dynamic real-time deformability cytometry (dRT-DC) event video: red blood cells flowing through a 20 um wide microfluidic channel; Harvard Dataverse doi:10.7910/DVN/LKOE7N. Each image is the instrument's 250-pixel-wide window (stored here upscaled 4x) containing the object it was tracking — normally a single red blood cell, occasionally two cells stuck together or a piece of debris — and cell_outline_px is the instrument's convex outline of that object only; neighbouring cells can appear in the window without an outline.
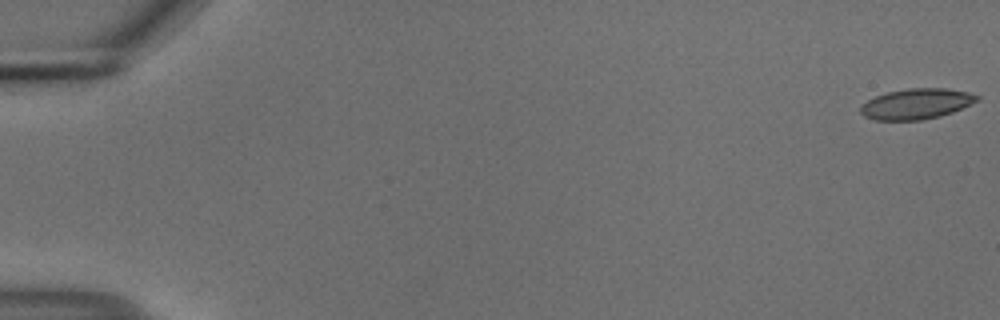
{"species": "common noctule bat (a hibernating species)", "species_latin": "Nyctalus noctula", "temperature_condition": "cold", "stored_images_in_passage": 28, "camera_frame_rate_fps": 3000, "um_per_image_px": 0.085, "animal": {"sex": "male", "body_mass_g": 18.8}, "frame": {"image": 1, "passage_image": 1, "time_ms": 0.0, "image_size_px": [1000, 320], "cell_outline_px": [[980, 100], [952, 112], [940, 116], [920, 120], [876, 120], [864, 116], [860, 112], [860, 108], [868, 100], [876, 96], [888, 92], [908, 88], [948, 88], [968, 92], [980, 96]], "centroid_in_image_um": [77.92, 8.82], "position_along_channel_um": 7.1, "area_um2": 20.63}}
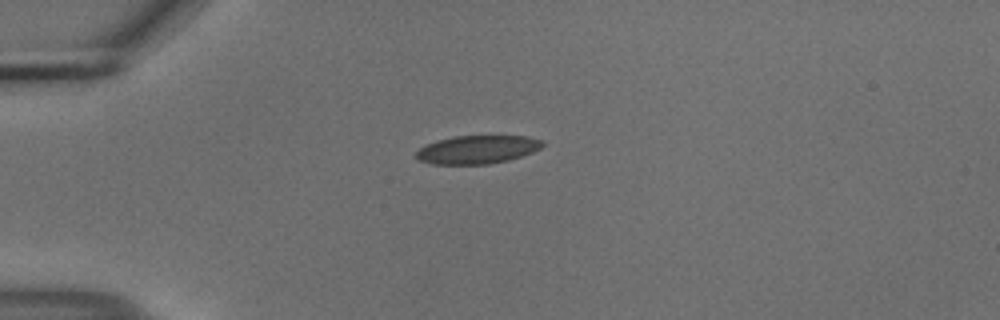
{"frame": {"image": 2, "passage_image": 15, "time_ms": 4.667, "image_size_px": [1000, 320], "cell_outline_px": [[544, 144], [540, 148], [532, 152], [508, 160], [488, 164], [432, 164], [420, 160], [416, 156], [416, 152], [420, 148], [436, 140], [456, 136], [524, 136], [544, 140]], "centroid_in_image_um": [40.58, 12.71], "position_along_channel_um": 44.4, "area_um2": 20.63}}
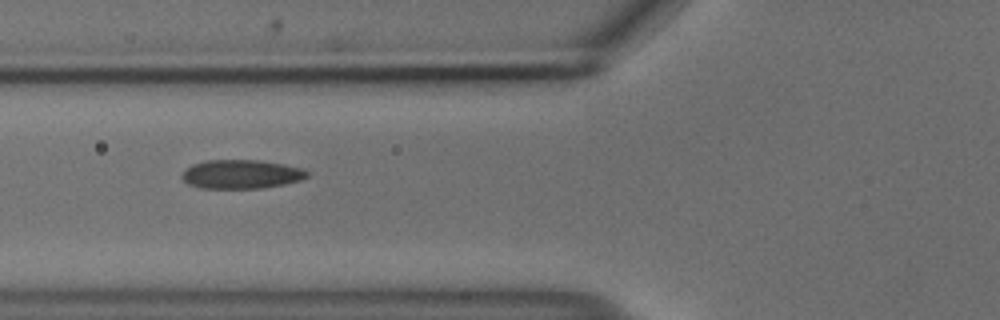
{"frame": {"image": 3, "passage_image": 22, "time_ms": 7.0, "image_size_px": [1000, 320], "cell_outline_px": [[308, 176], [300, 180], [284, 184], [260, 188], [200, 188], [188, 184], [180, 176], [192, 164], [208, 160], [260, 160], [284, 164], [304, 168], [308, 172]], "centroid_in_image_um": [20.52, 14.8], "position_along_channel_um": 105.3, "area_um2": 21.04}}